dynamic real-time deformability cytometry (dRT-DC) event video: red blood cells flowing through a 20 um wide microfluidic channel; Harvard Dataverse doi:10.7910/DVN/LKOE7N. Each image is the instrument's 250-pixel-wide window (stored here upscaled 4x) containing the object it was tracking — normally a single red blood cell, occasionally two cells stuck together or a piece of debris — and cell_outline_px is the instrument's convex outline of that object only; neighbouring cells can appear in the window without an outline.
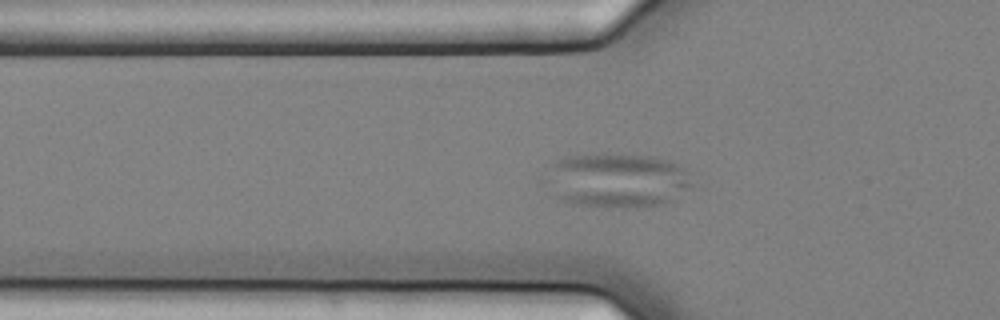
{"species": "common noctule bat (a hibernating species)", "species_latin": "Nyctalus noctula", "temperature_condition": "cold", "stored_images_in_passage": 60, "camera_frame_rate_fps": 3000, "um_per_image_px": 0.085, "animal": {"sex": "female", "body_mass_g": 25.1}, "frame": {"image": 1, "passage_image": 23, "time_ms": 7.333, "image_size_px": [1000, 320], "cell_outline_px": [[692, 184], [688, 188], [672, 200], [660, 204], [636, 208], [604, 208], [572, 204], [560, 200], [540, 184], [540, 180], [552, 164], [556, 160], [568, 156], [604, 152], [652, 156], [668, 160], [684, 168], [688, 172]], "centroid_in_image_um": [52.31, 15.33], "position_along_channel_um": 73.5, "area_um2": 47.97}}
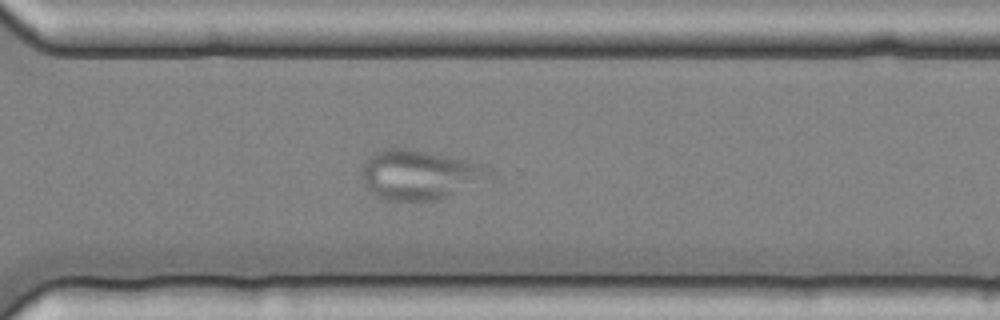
{"frame": {"image": 2, "passage_image": 45, "time_ms": 14.667, "image_size_px": [1000, 320], "cell_outline_px": [[496, 180], [448, 196], [432, 200], [388, 200], [376, 196], [364, 184], [360, 176], [360, 172], [364, 164], [372, 152], [384, 148], [408, 148], [488, 164], [492, 168], [496, 176]], "centroid_in_image_um": [35.8, 14.84], "position_along_channel_um": 334.8, "area_um2": 37.92}}
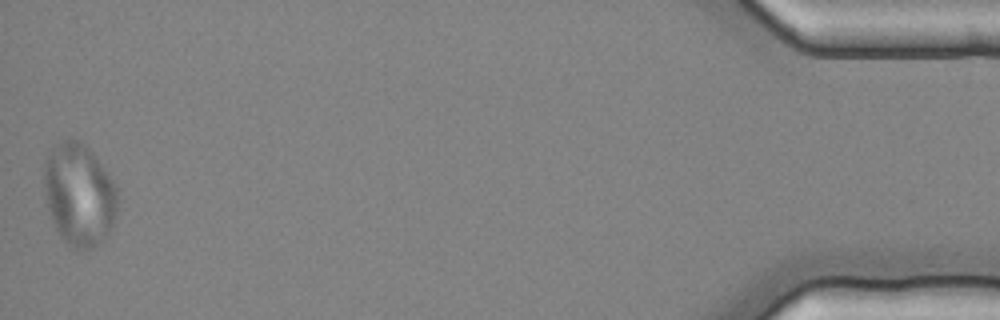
{"frame": {"image": 3, "passage_image": 60, "time_ms": 19.667, "image_size_px": [1000, 320], "cell_outline_px": [[120, 192], [116, 216], [112, 228], [108, 236], [92, 248], [76, 252], [68, 248], [60, 236], [56, 228], [48, 208], [44, 180], [44, 172], [48, 156], [64, 140], [80, 140], [92, 152], [116, 184]], "centroid_in_image_um": [6.79, 16.63], "position_along_channel_um": 428.4, "area_um2": 43.99}}